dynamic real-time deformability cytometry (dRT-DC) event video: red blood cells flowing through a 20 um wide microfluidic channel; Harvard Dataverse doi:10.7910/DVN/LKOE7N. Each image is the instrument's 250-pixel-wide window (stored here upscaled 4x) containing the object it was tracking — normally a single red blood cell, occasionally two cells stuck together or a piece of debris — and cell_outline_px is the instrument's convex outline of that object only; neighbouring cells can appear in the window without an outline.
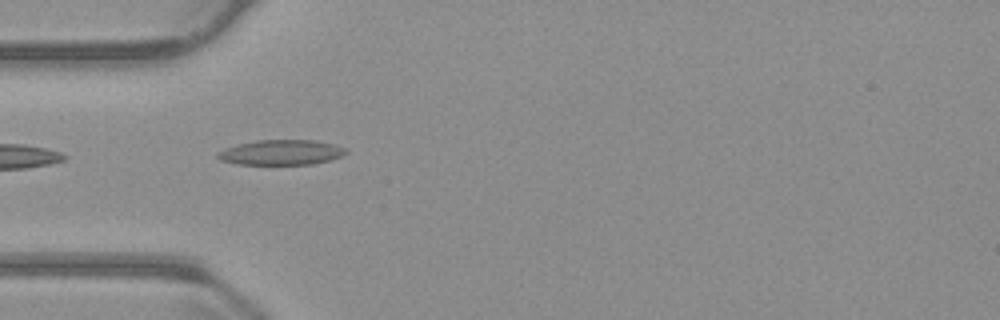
{"species": "common noctule bat (a hibernating species)", "species_latin": "Nyctalus noctula", "temperature_condition": "warm", "stored_images_in_passage": 12, "camera_frame_rate_fps": 3000, "um_per_image_px": 0.085, "animal": {"sex": "male", "body_mass_g": 23.1, "forearm_length_mm": 52.7}, "frame": {"image": 1, "passage_image": 1, "time_ms": 0.0, "image_size_px": [1000, 320], "cell_outline_px": [[348, 152], [344, 156], [312, 164], [236, 164], [220, 160], [216, 156], [216, 152], [224, 148], [256, 140], [316, 140], [336, 144], [344, 148]], "centroid_in_image_um": [23.9, 12.95], "position_along_channel_um": 61.1, "area_um2": 18.84}}
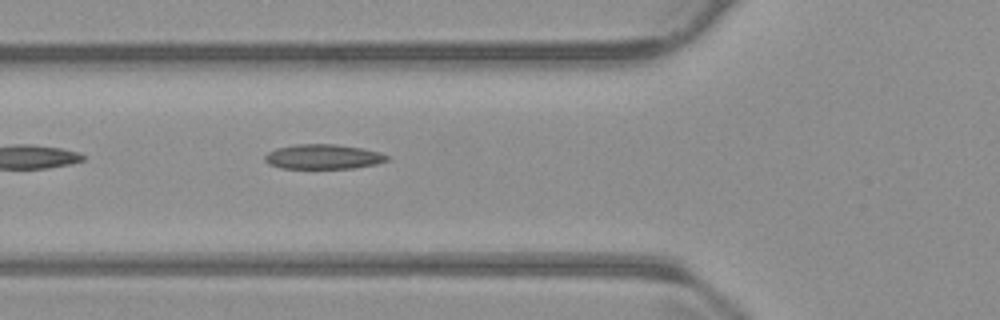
{"frame": {"image": 2, "passage_image": 4, "time_ms": 1.0, "image_size_px": [1000, 320], "cell_outline_px": [[388, 160], [376, 164], [356, 168], [280, 168], [268, 164], [264, 160], [264, 156], [268, 152], [276, 148], [296, 144], [336, 144], [360, 148], [380, 152], [388, 156]], "centroid_in_image_um": [27.44, 13.32], "position_along_channel_um": 98.4, "area_um2": 17.63}}